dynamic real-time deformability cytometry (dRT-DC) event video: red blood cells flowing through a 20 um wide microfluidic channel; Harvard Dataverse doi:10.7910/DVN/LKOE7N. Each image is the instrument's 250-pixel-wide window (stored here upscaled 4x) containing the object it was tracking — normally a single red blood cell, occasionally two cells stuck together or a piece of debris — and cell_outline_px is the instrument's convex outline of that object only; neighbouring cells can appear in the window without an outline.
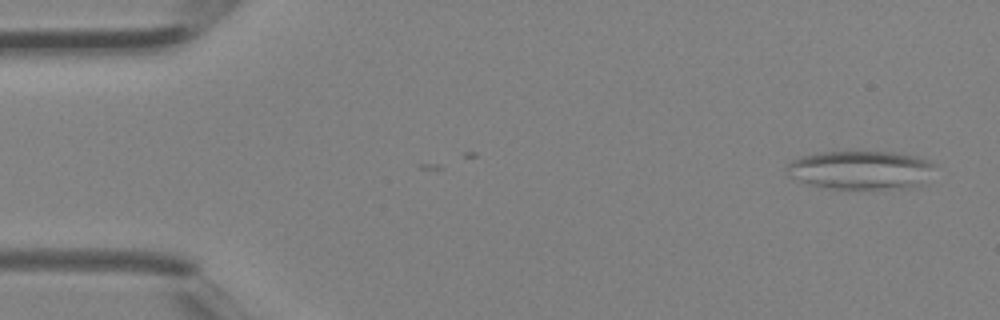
{"species": "Egyptian fruit bat (a non-hibernating species)", "species_latin": "Rousettus aegyptiacus", "temperature_condition": "room temperature", "stored_images_in_passage": 4, "camera_frame_rate_fps": 3000, "um_per_image_px": 0.085, "animal": {"sex": "female"}, "frame": {"image": 1, "passage_image": 1, "time_ms": 0.0, "image_size_px": [1000, 320], "cell_outline_px": [[936, 164], [924, 184], [912, 188], [828, 188], [808, 184], [788, 176], [788, 164], [792, 160], [800, 156], [820, 152], [856, 148], [896, 152], [916, 156], [928, 160]], "centroid_in_image_um": [73.18, 14.39], "position_along_channel_um": 11.8, "area_um2": 34.45}}